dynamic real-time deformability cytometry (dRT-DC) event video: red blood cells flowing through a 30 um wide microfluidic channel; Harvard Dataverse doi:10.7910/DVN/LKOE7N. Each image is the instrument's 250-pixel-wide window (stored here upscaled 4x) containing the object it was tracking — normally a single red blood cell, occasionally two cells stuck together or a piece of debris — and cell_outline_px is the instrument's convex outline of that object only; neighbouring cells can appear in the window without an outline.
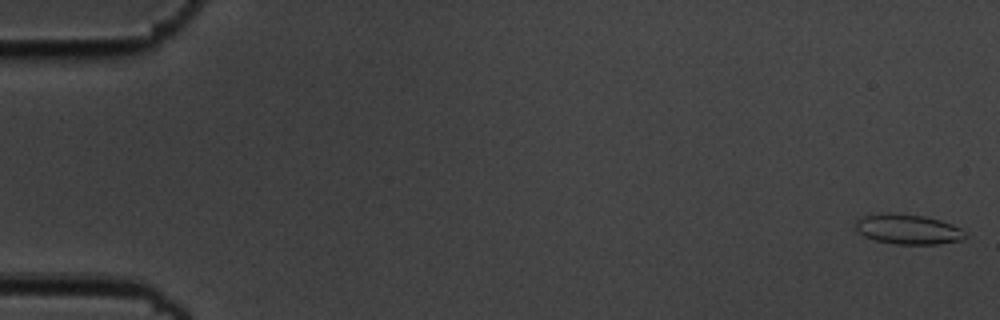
{"species": "common noctule bat (a hibernating species)", "species_latin": "Nyctalus noctula", "temperature_condition": "cold", "stored_images_in_passage": 56, "camera_frame_rate_fps": 3000, "um_per_image_px": 0.085, "animal": {"sex": "male", "body_mass_g": 19.5, "forearm_length_mm": 54.6}, "frame": {"image": 1, "passage_image": 1, "time_ms": 0.0, "image_size_px": [1000, 320], "cell_outline_px": [[968, 236], [960, 240], [936, 244], [896, 244], [876, 240], [864, 236], [856, 228], [856, 220], [864, 216], [888, 212], [924, 216], [940, 220], [952, 224], [960, 228]], "centroid_in_image_um": [77.19, 19.48], "position_along_channel_um": 7.8, "area_um2": 18.96}}
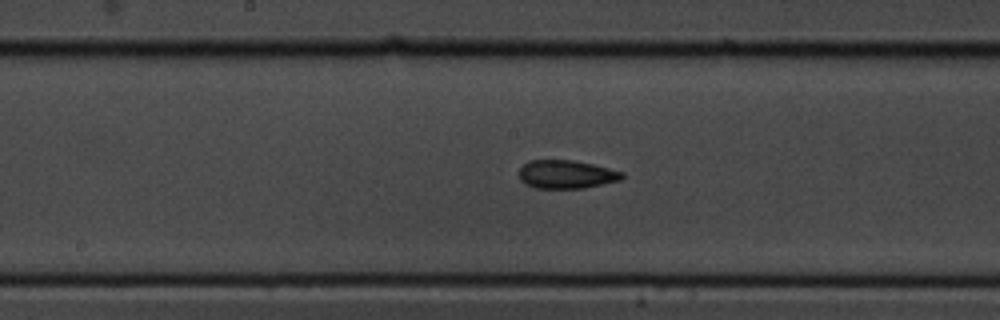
{"frame": {"image": 2, "passage_image": 29, "time_ms": 9.333, "image_size_px": [1000, 320], "cell_outline_px": [[624, 176], [620, 180], [584, 188], [536, 188], [524, 184], [520, 180], [520, 168], [528, 160], [572, 160], [592, 164], [624, 172]], "centroid_in_image_um": [48.12, 14.82], "position_along_channel_um": 200.1, "area_um2": 16.99}}
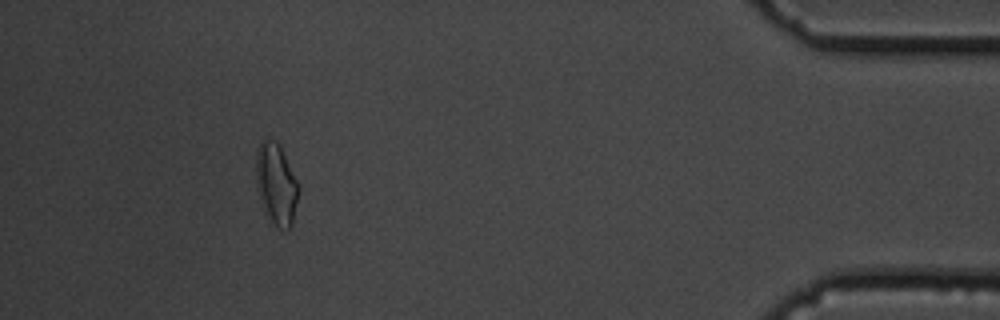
{"frame": {"image": 3, "passage_image": 51, "time_ms": 16.667, "image_size_px": [1000, 320], "cell_outline_px": [[300, 188], [292, 224], [288, 228], [280, 228], [264, 216], [260, 200], [256, 180], [256, 148], [260, 140], [264, 136], [276, 140], [280, 144], [300, 184]], "centroid_in_image_um": [23.47, 15.57], "position_along_channel_um": 411.7, "area_um2": 20.87}, "authors_computed_cell_mechanics": {"area_um2": 17.3978, "velocity_mm_per_s": 3.6385, "shape_relaxation_time_tau1_ms": 4.1741, "shape_relaxation_time_tau2_ms": 2.9806, "deformation_change_tau1": 0.1252, "deformation_change_tau2": 0.0715}}